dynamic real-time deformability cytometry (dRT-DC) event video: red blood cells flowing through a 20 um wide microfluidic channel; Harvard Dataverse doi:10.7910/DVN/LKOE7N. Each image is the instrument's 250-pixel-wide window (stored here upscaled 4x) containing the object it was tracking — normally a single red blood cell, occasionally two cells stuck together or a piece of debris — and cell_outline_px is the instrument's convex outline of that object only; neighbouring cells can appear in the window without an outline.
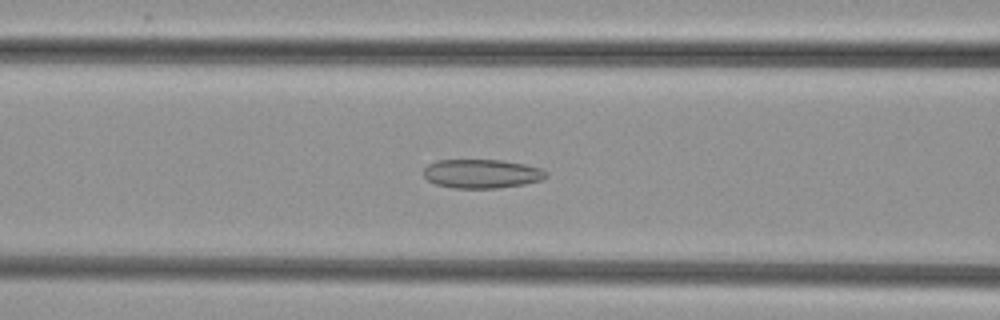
{"species": "common noctule bat (a hibernating species)", "species_latin": "Nyctalus noctula", "temperature_condition": "cold", "stored_images_in_passage": 43, "camera_frame_rate_fps": 3000, "um_per_image_px": 0.085, "animal": {"sex": "female", "body_mass_g": 29.2, "forearm_length_mm": 56.3}, "frame": {"image": 1, "passage_image": 15, "time_ms": 4.667, "image_size_px": [1000, 320], "cell_outline_px": [[548, 176], [544, 180], [524, 184], [496, 188], [452, 188], [436, 184], [428, 180], [424, 176], [424, 168], [428, 164], [436, 160], [500, 160], [524, 164], [544, 168], [548, 172]], "centroid_in_image_um": [40.99, 14.76], "position_along_channel_um": 125.6, "area_um2": 20.87}}
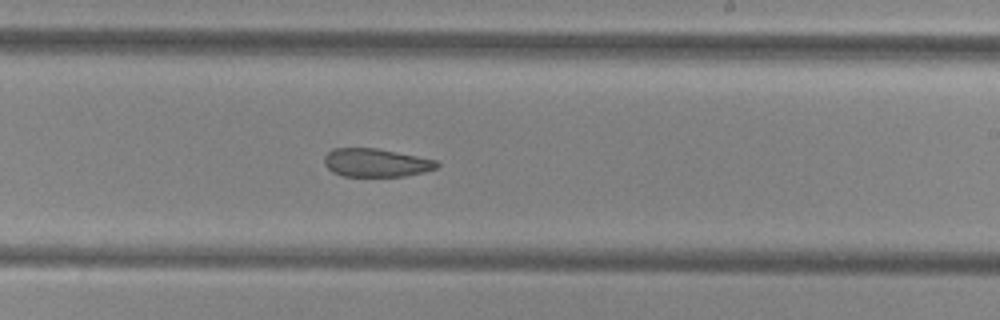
{"frame": {"image": 2, "passage_image": 25, "time_ms": 8.0, "image_size_px": [1000, 320], "cell_outline_px": [[440, 164], [436, 168], [424, 172], [404, 176], [344, 176], [332, 172], [324, 164], [324, 156], [332, 148], [376, 148], [436, 160]], "centroid_in_image_um": [31.93, 13.83], "position_along_channel_um": 257.1, "area_um2": 18.5}}
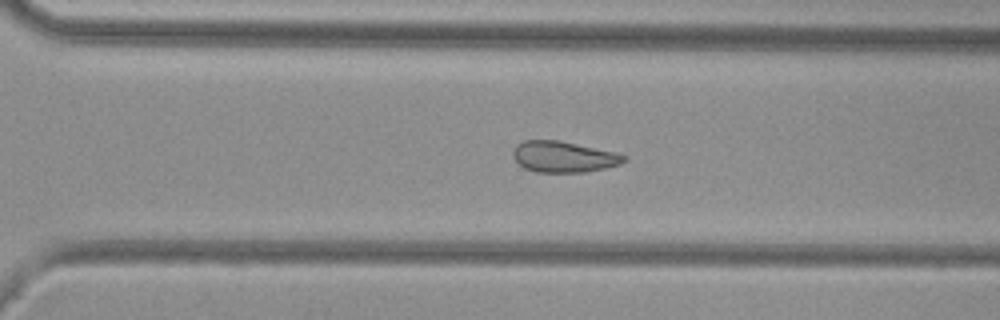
{"frame": {"image": 3, "passage_image": 30, "time_ms": 9.667, "image_size_px": [1000, 320], "cell_outline_px": [[628, 160], [620, 164], [604, 168], [584, 172], [536, 172], [524, 168], [512, 156], [512, 148], [516, 144], [524, 140], [560, 140], [616, 152], [628, 156]], "centroid_in_image_um": [47.91, 13.31], "position_along_channel_um": 322.7, "area_um2": 20.29}}